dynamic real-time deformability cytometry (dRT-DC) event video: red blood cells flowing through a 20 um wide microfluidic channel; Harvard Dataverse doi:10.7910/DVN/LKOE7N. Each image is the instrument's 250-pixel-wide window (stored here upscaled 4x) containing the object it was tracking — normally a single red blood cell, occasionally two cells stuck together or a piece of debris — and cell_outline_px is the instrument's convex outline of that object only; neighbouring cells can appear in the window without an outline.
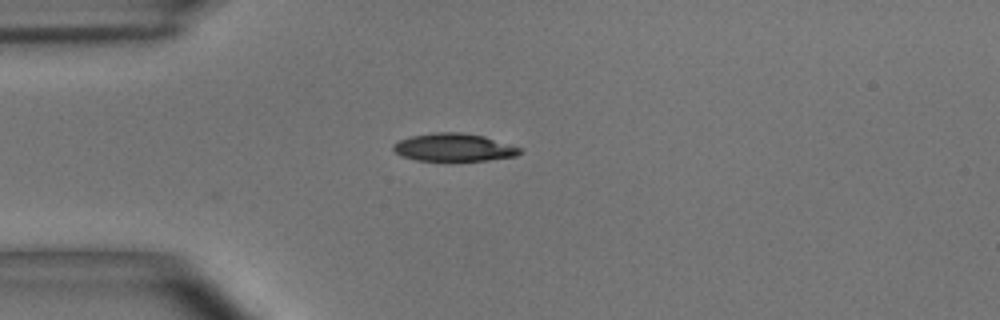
{"species": "common noctule bat (a hibernating species)", "species_latin": "Nyctalus noctula", "temperature_condition": "room temperature", "stored_images_in_passage": 1, "camera_frame_rate_fps": 3000, "um_per_image_px": 0.085, "animal": {"sex": "male", "body_mass_g": 15.6}, "frame": {"image": 1, "passage_image": 1, "time_ms": 0.0, "image_size_px": [1000, 320], "cell_outline_px": [[520, 152], [516, 156], [488, 160], [416, 160], [400, 156], [392, 148], [392, 144], [400, 140], [412, 136], [432, 132], [460, 132], [484, 136], [520, 148]], "centroid_in_image_um": [38.53, 12.52], "position_along_channel_um": 46.5, "area_um2": 20.29}}